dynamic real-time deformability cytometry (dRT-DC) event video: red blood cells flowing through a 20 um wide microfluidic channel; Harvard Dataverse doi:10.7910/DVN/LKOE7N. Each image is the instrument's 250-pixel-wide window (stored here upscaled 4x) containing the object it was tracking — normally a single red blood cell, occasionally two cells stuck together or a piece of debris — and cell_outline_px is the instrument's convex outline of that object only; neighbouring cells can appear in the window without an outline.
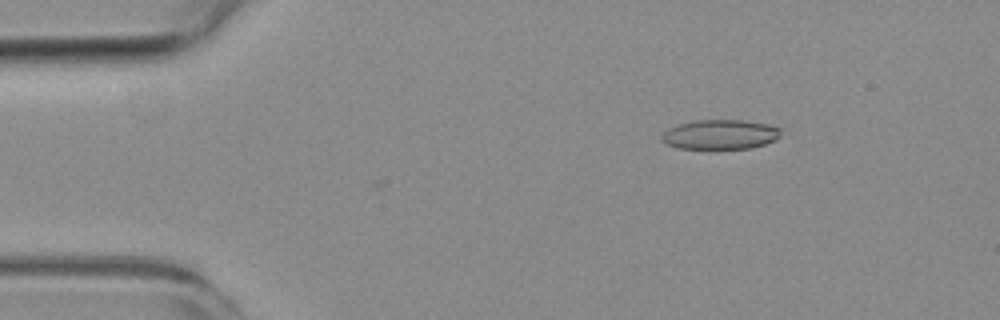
{"species": "common noctule bat (a hibernating species)", "species_latin": "Nyctalus noctula", "temperature_condition": "room temperature", "stored_images_in_passage": 3, "camera_frame_rate_fps": 3000, "um_per_image_px": 0.085, "animal": {"sex": "female", "body_mass_g": 19.3, "forearm_length_mm": 54.1}, "frame": {"image": 1, "passage_image": 1, "time_ms": 0.0, "image_size_px": [1000, 320], "cell_outline_px": [[780, 136], [776, 140], [764, 144], [748, 148], [676, 148], [660, 140], [660, 136], [668, 128], [680, 124], [696, 120], [740, 120], [768, 124], [780, 128]], "centroid_in_image_um": [61.2, 11.42], "position_along_channel_um": 23.8, "area_um2": 20.4}}
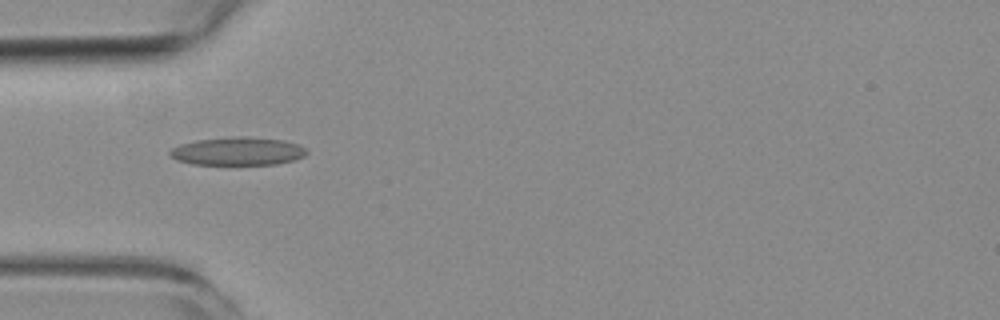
{"frame": {"image": 2, "passage_image": 3, "time_ms": 3.0, "image_size_px": [1000, 320], "cell_outline_px": [[308, 152], [304, 156], [292, 160], [276, 164], [192, 164], [176, 160], [168, 152], [172, 148], [180, 144], [196, 140], [232, 136], [244, 136], [284, 140], [300, 144]], "centroid_in_image_um": [20.2, 12.84], "position_along_channel_um": 64.8, "area_um2": 22.43}}